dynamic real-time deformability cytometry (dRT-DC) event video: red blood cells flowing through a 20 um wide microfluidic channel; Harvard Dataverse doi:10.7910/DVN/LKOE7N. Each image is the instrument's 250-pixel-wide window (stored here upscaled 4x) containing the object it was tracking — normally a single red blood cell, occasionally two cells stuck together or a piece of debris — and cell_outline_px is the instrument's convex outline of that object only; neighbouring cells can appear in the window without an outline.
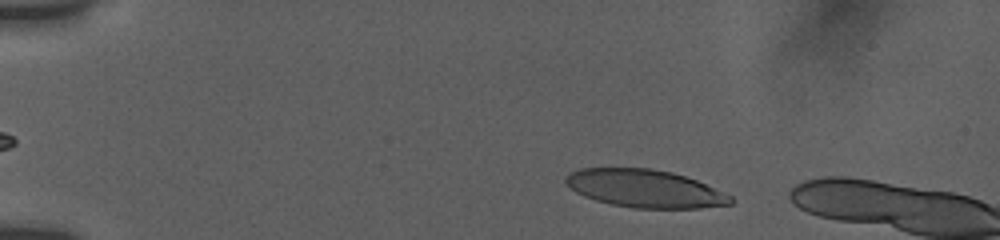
{"species": "human", "species_latin": "Homo sapiens", "temperature_condition": "room temperature", "stored_images_in_passage": 11, "camera_frame_rate_fps": 3000, "um_per_image_px": 0.085, "donor": {"sex": "female"}, "frame": {"image": 1, "passage_image": 5, "time_ms": 1.667, "image_size_px": [1000, 240], "cell_outline_px": [[736, 200], [732, 204], [700, 208], [632, 208], [612, 204], [596, 200], [584, 196], [576, 192], [564, 184], [564, 176], [568, 172], [580, 168], [652, 168], [672, 172], [696, 180], [732, 196]], "centroid_in_image_um": [54.78, 16.02], "position_along_channel_um": 30.2, "area_um2": 36.59}}